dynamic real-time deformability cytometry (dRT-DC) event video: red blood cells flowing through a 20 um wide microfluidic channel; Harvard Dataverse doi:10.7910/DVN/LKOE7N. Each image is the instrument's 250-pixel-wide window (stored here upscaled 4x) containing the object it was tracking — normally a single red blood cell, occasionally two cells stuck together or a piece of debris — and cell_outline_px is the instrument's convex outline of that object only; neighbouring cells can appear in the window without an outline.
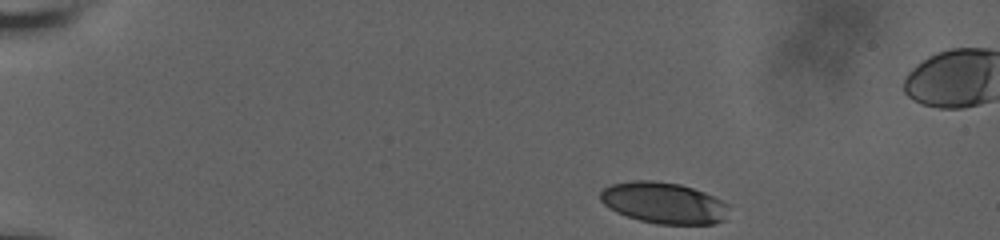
{"species": "human", "species_latin": "Homo sapiens", "temperature_condition": "room temperature", "stored_images_in_passage": 46, "camera_frame_rate_fps": 3000, "um_per_image_px": 0.085, "donor": {"sex": "male"}, "frame": {"image": 1, "passage_image": 1, "time_ms": 0.0, "image_size_px": [1000, 240], "cell_outline_px": [[728, 204], [724, 220], [712, 224], [656, 224], [640, 220], [616, 212], [608, 208], [600, 200], [600, 192], [604, 188], [612, 184], [632, 180], [652, 180], [680, 184], [704, 192]], "centroid_in_image_um": [56.38, 17.24], "position_along_channel_um": 28.6, "area_um2": 30.75}}
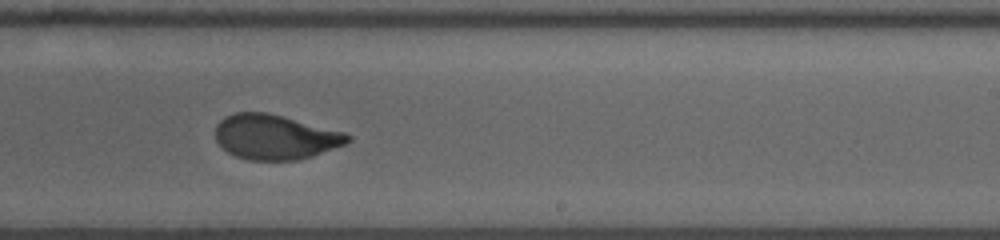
{"frame": {"image": 2, "passage_image": 29, "time_ms": 9.333, "image_size_px": [1000, 240], "cell_outline_px": [[352, 140], [344, 144], [312, 156], [296, 160], [248, 160], [236, 156], [228, 152], [216, 140], [216, 124], [224, 116], [236, 112], [268, 112], [344, 132], [352, 136]], "centroid_in_image_um": [23.37, 11.63], "position_along_channel_um": 265.6, "area_um2": 34.45}}
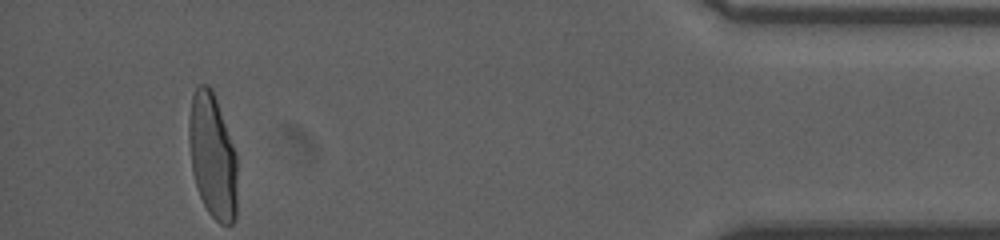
{"frame": {"image": 3, "passage_image": 46, "time_ms": 15.0, "image_size_px": [1000, 240], "cell_outline_px": [[236, 220], [232, 224], [220, 224], [208, 212], [200, 196], [192, 172], [188, 140], [188, 120], [192, 96], [196, 88], [200, 84], [208, 84], [212, 88], [236, 152]], "centroid_in_image_um": [18.05, 13.25], "position_along_channel_um": 417.1, "area_um2": 35.26}, "authors_computed_cell_mechanics": {"area_um2": 34.9112, "velocity_mm_per_s": 3.6565, "shape_relaxation_time_tau1_ms": 4.6338, "shape_relaxation_time_tau2_ms": 0.896, "deformation_change_tau1": 0.2036, "deformation_change_tau2": 0.0565}}